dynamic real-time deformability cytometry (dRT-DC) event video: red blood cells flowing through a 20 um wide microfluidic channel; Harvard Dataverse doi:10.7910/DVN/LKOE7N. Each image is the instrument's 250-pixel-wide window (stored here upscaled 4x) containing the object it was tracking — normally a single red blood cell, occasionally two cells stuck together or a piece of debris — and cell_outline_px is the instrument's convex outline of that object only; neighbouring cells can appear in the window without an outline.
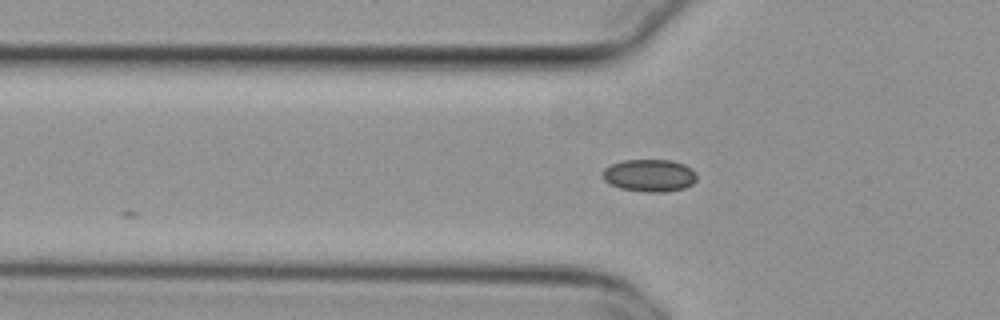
{"species": "common noctule bat (a hibernating species)", "species_latin": "Nyctalus noctula", "temperature_condition": "cold", "stored_images_in_passage": 11, "camera_frame_rate_fps": 3000, "um_per_image_px": 0.085, "animal": {"sex": "female", "body_mass_g": 29.2, "forearm_length_mm": 56.3}, "frame": {"image": 1, "passage_image": 3, "time_ms": 0.667, "image_size_px": [1000, 320], "cell_outline_px": [[696, 180], [692, 184], [684, 188], [668, 192], [648, 192], [620, 188], [604, 180], [600, 176], [600, 172], [604, 168], [612, 164], [624, 160], [672, 160], [684, 164], [692, 168], [696, 172]], "centroid_in_image_um": [55.2, 14.91], "position_along_channel_um": 70.6, "area_um2": 17.98}}
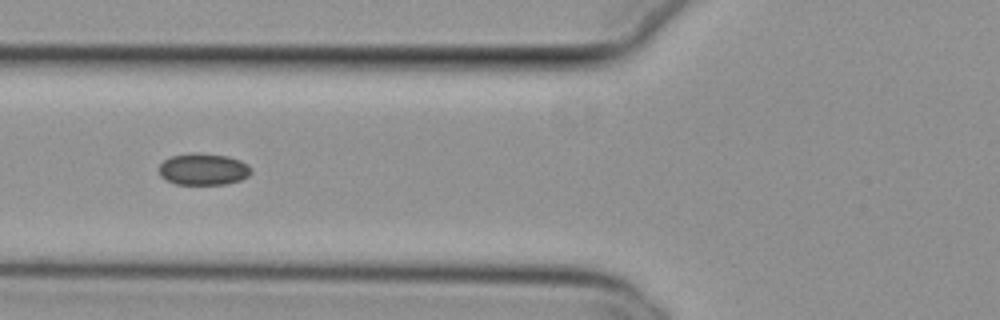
{"frame": {"image": 2, "passage_image": 6, "time_ms": 1.667, "image_size_px": [1000, 320], "cell_outline_px": [[252, 172], [248, 176], [240, 180], [224, 184], [176, 184], [160, 176], [160, 164], [164, 160], [172, 156], [192, 152], [196, 152], [228, 156], [240, 160], [248, 164], [252, 168]], "centroid_in_image_um": [17.31, 14.37], "position_along_channel_um": 108.5, "area_um2": 17.05}}
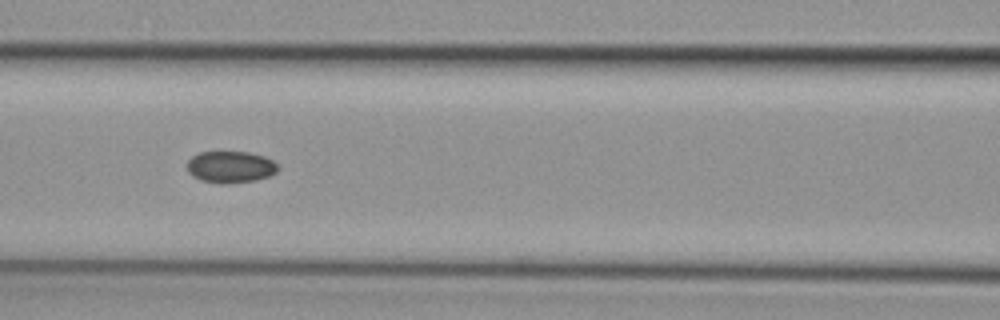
{"frame": {"image": 3, "passage_image": 9, "time_ms": 2.667, "image_size_px": [1000, 320], "cell_outline_px": [[280, 168], [276, 172], [268, 176], [256, 180], [224, 184], [220, 184], [200, 180], [192, 176], [188, 172], [188, 160], [192, 156], [200, 152], [248, 152], [264, 156], [272, 160]], "centroid_in_image_um": [19.58, 14.2], "position_along_channel_um": 147.0, "area_um2": 16.82}}